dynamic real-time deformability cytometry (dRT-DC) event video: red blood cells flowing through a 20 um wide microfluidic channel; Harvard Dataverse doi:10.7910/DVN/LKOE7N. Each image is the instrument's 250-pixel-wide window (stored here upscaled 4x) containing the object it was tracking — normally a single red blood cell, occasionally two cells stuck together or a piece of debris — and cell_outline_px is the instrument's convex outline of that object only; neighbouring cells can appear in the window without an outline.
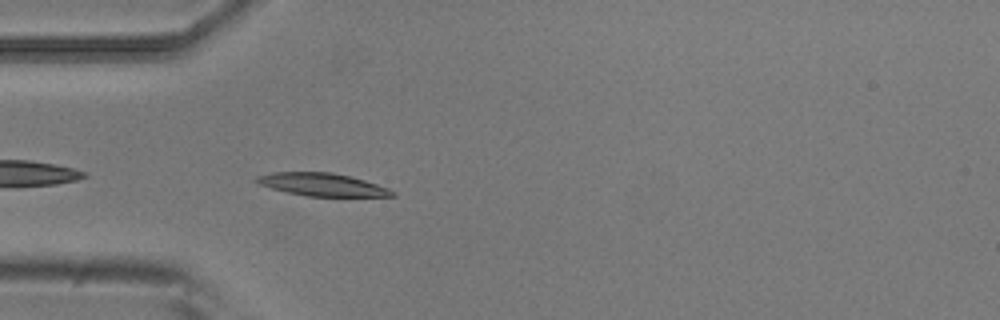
{"species": "common noctule bat (a hibernating species)", "species_latin": "Nyctalus noctula", "temperature_condition": "room temperature", "stored_images_in_passage": 5, "camera_frame_rate_fps": 3000, "um_per_image_px": 0.085, "animal": {"sex": "male", "body_mass_g": 20.5, "forearm_length_mm": 52.5}, "frame": {"image": 1, "passage_image": 5, "time_ms": 1.333, "image_size_px": [1000, 320], "cell_outline_px": [[396, 196], [308, 196], [288, 192], [272, 188], [260, 184], [252, 180], [256, 176], [272, 172], [332, 172], [364, 180], [388, 188], [396, 192]], "centroid_in_image_um": [27.36, 15.68], "position_along_channel_um": 57.6, "area_um2": 17.86}}